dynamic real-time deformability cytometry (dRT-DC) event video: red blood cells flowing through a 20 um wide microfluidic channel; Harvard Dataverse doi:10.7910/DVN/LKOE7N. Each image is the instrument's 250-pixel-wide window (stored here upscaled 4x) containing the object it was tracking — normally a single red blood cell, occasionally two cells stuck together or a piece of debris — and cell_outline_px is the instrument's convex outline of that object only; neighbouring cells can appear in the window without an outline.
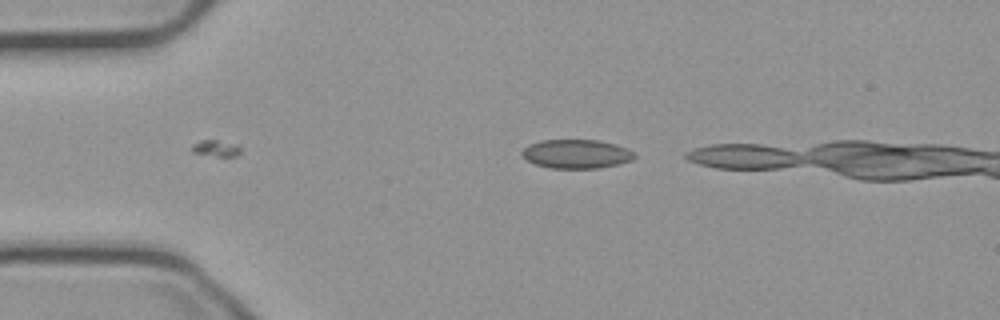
{"species": "common noctule bat (a hibernating species)", "species_latin": "Nyctalus noctula", "temperature_condition": "cold", "stored_images_in_passage": 5, "camera_frame_rate_fps": 3000, "um_per_image_px": 0.085, "animal": {"sex": "male", "body_mass_g": 23.1, "forearm_length_mm": 52.7}, "frame": {"image": 1, "passage_image": 1, "time_ms": 0.0, "image_size_px": [1000, 320], "cell_outline_px": [[636, 156], [632, 160], [620, 164], [596, 168], [552, 168], [536, 164], [528, 160], [520, 152], [528, 144], [540, 140], [596, 140], [616, 144], [628, 148], [636, 152]], "centroid_in_image_um": [49.03, 13.07], "position_along_channel_um": 36.0, "area_um2": 19.02}}